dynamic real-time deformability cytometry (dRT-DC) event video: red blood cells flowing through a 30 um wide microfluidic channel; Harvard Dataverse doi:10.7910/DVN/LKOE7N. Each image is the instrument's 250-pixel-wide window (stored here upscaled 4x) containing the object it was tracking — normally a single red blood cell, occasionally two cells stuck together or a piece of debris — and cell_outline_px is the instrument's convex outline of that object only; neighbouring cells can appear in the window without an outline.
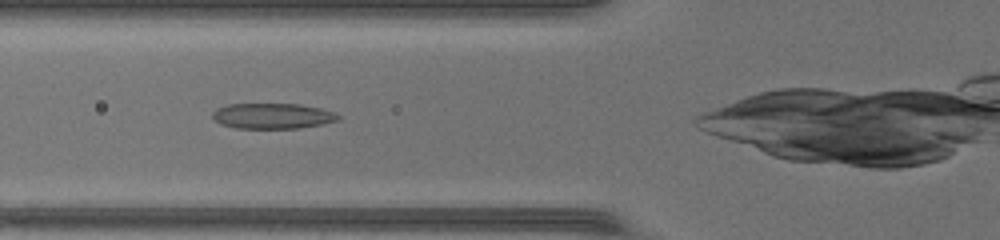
{"species": "common noctule bat (a hibernating species)", "species_latin": "Nyctalus noctula", "temperature_condition": "warm", "stored_images_in_passage": 35, "camera_frame_rate_fps": 3000, "um_per_image_px": 0.085, "animal": {"sex": "female", "body_mass_g": 17.0, "forearm_length_mm": 48.0}, "frame": {"image": 1, "passage_image": 10, "time_ms": 3.0, "image_size_px": [1000, 240], "cell_outline_px": [[340, 120], [300, 128], [236, 128], [220, 124], [212, 116], [212, 112], [216, 108], [228, 104], [300, 104], [320, 108], [332, 112], [340, 116]], "centroid_in_image_um": [23.14, 9.85], "position_along_channel_um": 102.7, "area_um2": 18.61}}
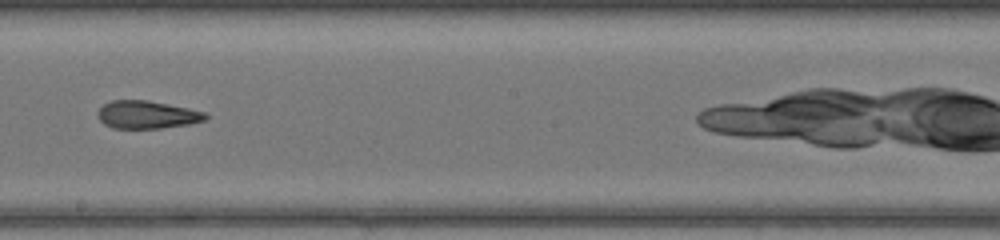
{"frame": {"image": 2, "passage_image": 19, "time_ms": 6.0, "image_size_px": [1000, 240], "cell_outline_px": [[208, 116], [204, 120], [188, 124], [160, 128], [112, 128], [104, 124], [100, 120], [96, 112], [104, 104], [112, 100], [148, 100], [188, 108], [204, 112]], "centroid_in_image_um": [12.46, 9.74], "position_along_channel_um": 235.7, "area_um2": 17.34}}
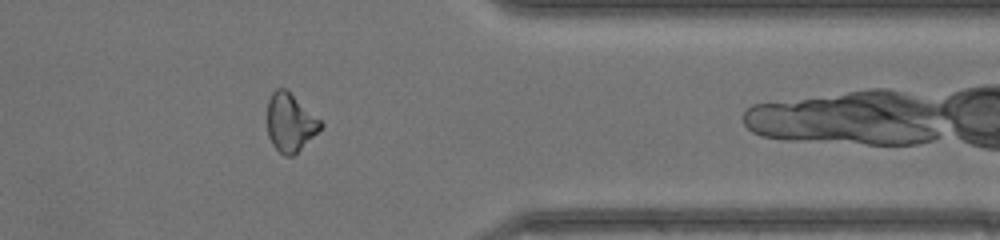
{"frame": {"image": 3, "passage_image": 30, "time_ms": 9.667, "image_size_px": [1000, 240], "cell_outline_px": [[324, 128], [292, 156], [284, 156], [272, 144], [268, 136], [268, 100], [272, 92], [276, 88], [288, 88], [324, 124]], "centroid_in_image_um": [24.69, 10.39], "position_along_channel_um": 386.7, "area_um2": 18.32}}